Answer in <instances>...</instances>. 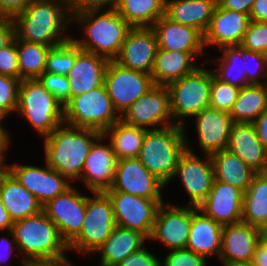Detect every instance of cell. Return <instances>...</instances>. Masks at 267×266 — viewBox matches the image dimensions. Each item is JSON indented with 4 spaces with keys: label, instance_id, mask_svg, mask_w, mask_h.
Wrapping results in <instances>:
<instances>
[{
    "label": "cell",
    "instance_id": "cell-38",
    "mask_svg": "<svg viewBox=\"0 0 267 266\" xmlns=\"http://www.w3.org/2000/svg\"><path fill=\"white\" fill-rule=\"evenodd\" d=\"M51 47L17 39L20 79L38 78L46 68V56Z\"/></svg>",
    "mask_w": 267,
    "mask_h": 266
},
{
    "label": "cell",
    "instance_id": "cell-29",
    "mask_svg": "<svg viewBox=\"0 0 267 266\" xmlns=\"http://www.w3.org/2000/svg\"><path fill=\"white\" fill-rule=\"evenodd\" d=\"M199 54L206 55V53L158 49L151 72L154 84L167 86L171 82L191 74L199 67L194 63V59Z\"/></svg>",
    "mask_w": 267,
    "mask_h": 266
},
{
    "label": "cell",
    "instance_id": "cell-27",
    "mask_svg": "<svg viewBox=\"0 0 267 266\" xmlns=\"http://www.w3.org/2000/svg\"><path fill=\"white\" fill-rule=\"evenodd\" d=\"M222 230L223 225L191 206V226L186 249L206 259L211 255L219 258Z\"/></svg>",
    "mask_w": 267,
    "mask_h": 266
},
{
    "label": "cell",
    "instance_id": "cell-2",
    "mask_svg": "<svg viewBox=\"0 0 267 266\" xmlns=\"http://www.w3.org/2000/svg\"><path fill=\"white\" fill-rule=\"evenodd\" d=\"M86 8L72 11V22L82 25L85 39L73 41L87 52L114 61L132 26L114 7Z\"/></svg>",
    "mask_w": 267,
    "mask_h": 266
},
{
    "label": "cell",
    "instance_id": "cell-8",
    "mask_svg": "<svg viewBox=\"0 0 267 266\" xmlns=\"http://www.w3.org/2000/svg\"><path fill=\"white\" fill-rule=\"evenodd\" d=\"M119 120L105 85L74 96L64 105V122L79 128L103 133Z\"/></svg>",
    "mask_w": 267,
    "mask_h": 266
},
{
    "label": "cell",
    "instance_id": "cell-12",
    "mask_svg": "<svg viewBox=\"0 0 267 266\" xmlns=\"http://www.w3.org/2000/svg\"><path fill=\"white\" fill-rule=\"evenodd\" d=\"M195 152L186 136V150L180 155L173 178L180 181L189 196V206L198 207L207 197L215 179L210 155L204 154L205 159Z\"/></svg>",
    "mask_w": 267,
    "mask_h": 266
},
{
    "label": "cell",
    "instance_id": "cell-14",
    "mask_svg": "<svg viewBox=\"0 0 267 266\" xmlns=\"http://www.w3.org/2000/svg\"><path fill=\"white\" fill-rule=\"evenodd\" d=\"M87 196L71 186L63 194L49 200L42 211L57 226L69 244L81 231L86 212Z\"/></svg>",
    "mask_w": 267,
    "mask_h": 266
},
{
    "label": "cell",
    "instance_id": "cell-20",
    "mask_svg": "<svg viewBox=\"0 0 267 266\" xmlns=\"http://www.w3.org/2000/svg\"><path fill=\"white\" fill-rule=\"evenodd\" d=\"M105 140V136L101 135L93 143L80 176L92 193L106 192L114 182L117 158L111 143L104 142Z\"/></svg>",
    "mask_w": 267,
    "mask_h": 266
},
{
    "label": "cell",
    "instance_id": "cell-34",
    "mask_svg": "<svg viewBox=\"0 0 267 266\" xmlns=\"http://www.w3.org/2000/svg\"><path fill=\"white\" fill-rule=\"evenodd\" d=\"M146 130L126 124L120 119L107 128L102 135L106 140L109 139L117 160L138 158Z\"/></svg>",
    "mask_w": 267,
    "mask_h": 266
},
{
    "label": "cell",
    "instance_id": "cell-30",
    "mask_svg": "<svg viewBox=\"0 0 267 266\" xmlns=\"http://www.w3.org/2000/svg\"><path fill=\"white\" fill-rule=\"evenodd\" d=\"M216 5L214 0H165L164 15L204 34Z\"/></svg>",
    "mask_w": 267,
    "mask_h": 266
},
{
    "label": "cell",
    "instance_id": "cell-45",
    "mask_svg": "<svg viewBox=\"0 0 267 266\" xmlns=\"http://www.w3.org/2000/svg\"><path fill=\"white\" fill-rule=\"evenodd\" d=\"M162 261L160 266H207L205 257L186 248L171 250Z\"/></svg>",
    "mask_w": 267,
    "mask_h": 266
},
{
    "label": "cell",
    "instance_id": "cell-53",
    "mask_svg": "<svg viewBox=\"0 0 267 266\" xmlns=\"http://www.w3.org/2000/svg\"><path fill=\"white\" fill-rule=\"evenodd\" d=\"M25 266H74L65 255L56 258L34 259Z\"/></svg>",
    "mask_w": 267,
    "mask_h": 266
},
{
    "label": "cell",
    "instance_id": "cell-21",
    "mask_svg": "<svg viewBox=\"0 0 267 266\" xmlns=\"http://www.w3.org/2000/svg\"><path fill=\"white\" fill-rule=\"evenodd\" d=\"M244 192L214 179L206 199L197 207L221 225L242 222Z\"/></svg>",
    "mask_w": 267,
    "mask_h": 266
},
{
    "label": "cell",
    "instance_id": "cell-9",
    "mask_svg": "<svg viewBox=\"0 0 267 266\" xmlns=\"http://www.w3.org/2000/svg\"><path fill=\"white\" fill-rule=\"evenodd\" d=\"M87 196L86 212L80 233L68 244L69 250L96 253L116 226L111 199L105 192Z\"/></svg>",
    "mask_w": 267,
    "mask_h": 266
},
{
    "label": "cell",
    "instance_id": "cell-59",
    "mask_svg": "<svg viewBox=\"0 0 267 266\" xmlns=\"http://www.w3.org/2000/svg\"><path fill=\"white\" fill-rule=\"evenodd\" d=\"M259 229V241L267 246V225L261 226Z\"/></svg>",
    "mask_w": 267,
    "mask_h": 266
},
{
    "label": "cell",
    "instance_id": "cell-58",
    "mask_svg": "<svg viewBox=\"0 0 267 266\" xmlns=\"http://www.w3.org/2000/svg\"><path fill=\"white\" fill-rule=\"evenodd\" d=\"M13 221L10 219L9 214L0 200V231L4 232L5 229L7 232L11 230Z\"/></svg>",
    "mask_w": 267,
    "mask_h": 266
},
{
    "label": "cell",
    "instance_id": "cell-39",
    "mask_svg": "<svg viewBox=\"0 0 267 266\" xmlns=\"http://www.w3.org/2000/svg\"><path fill=\"white\" fill-rule=\"evenodd\" d=\"M77 56V44L71 38L67 42L51 47L46 56L44 72L67 75L74 66Z\"/></svg>",
    "mask_w": 267,
    "mask_h": 266
},
{
    "label": "cell",
    "instance_id": "cell-46",
    "mask_svg": "<svg viewBox=\"0 0 267 266\" xmlns=\"http://www.w3.org/2000/svg\"><path fill=\"white\" fill-rule=\"evenodd\" d=\"M0 75L20 79L16 37L0 49Z\"/></svg>",
    "mask_w": 267,
    "mask_h": 266
},
{
    "label": "cell",
    "instance_id": "cell-31",
    "mask_svg": "<svg viewBox=\"0 0 267 266\" xmlns=\"http://www.w3.org/2000/svg\"><path fill=\"white\" fill-rule=\"evenodd\" d=\"M146 239L140 231L115 226L96 251L101 254L100 266H116L130 254L141 250Z\"/></svg>",
    "mask_w": 267,
    "mask_h": 266
},
{
    "label": "cell",
    "instance_id": "cell-63",
    "mask_svg": "<svg viewBox=\"0 0 267 266\" xmlns=\"http://www.w3.org/2000/svg\"><path fill=\"white\" fill-rule=\"evenodd\" d=\"M264 56H265L266 61H267V49H266L265 52H264Z\"/></svg>",
    "mask_w": 267,
    "mask_h": 266
},
{
    "label": "cell",
    "instance_id": "cell-57",
    "mask_svg": "<svg viewBox=\"0 0 267 266\" xmlns=\"http://www.w3.org/2000/svg\"><path fill=\"white\" fill-rule=\"evenodd\" d=\"M10 136L6 129H0V165H7L5 162V152L10 144Z\"/></svg>",
    "mask_w": 267,
    "mask_h": 266
},
{
    "label": "cell",
    "instance_id": "cell-41",
    "mask_svg": "<svg viewBox=\"0 0 267 266\" xmlns=\"http://www.w3.org/2000/svg\"><path fill=\"white\" fill-rule=\"evenodd\" d=\"M242 59L244 61V69L246 72L247 85L249 84H267V61L264 53L255 52L242 48ZM252 62V64H251ZM257 67L250 68V65ZM261 79H265L264 81Z\"/></svg>",
    "mask_w": 267,
    "mask_h": 266
},
{
    "label": "cell",
    "instance_id": "cell-36",
    "mask_svg": "<svg viewBox=\"0 0 267 266\" xmlns=\"http://www.w3.org/2000/svg\"><path fill=\"white\" fill-rule=\"evenodd\" d=\"M114 8L132 27H152L164 15L165 0H117Z\"/></svg>",
    "mask_w": 267,
    "mask_h": 266
},
{
    "label": "cell",
    "instance_id": "cell-1",
    "mask_svg": "<svg viewBox=\"0 0 267 266\" xmlns=\"http://www.w3.org/2000/svg\"><path fill=\"white\" fill-rule=\"evenodd\" d=\"M13 20L18 40L55 47L72 38L64 37L72 23L68 0H32Z\"/></svg>",
    "mask_w": 267,
    "mask_h": 266
},
{
    "label": "cell",
    "instance_id": "cell-16",
    "mask_svg": "<svg viewBox=\"0 0 267 266\" xmlns=\"http://www.w3.org/2000/svg\"><path fill=\"white\" fill-rule=\"evenodd\" d=\"M45 166L41 168L24 164H7L8 171L36 197L42 206L72 186L65 177L48 166L46 162Z\"/></svg>",
    "mask_w": 267,
    "mask_h": 266
},
{
    "label": "cell",
    "instance_id": "cell-44",
    "mask_svg": "<svg viewBox=\"0 0 267 266\" xmlns=\"http://www.w3.org/2000/svg\"><path fill=\"white\" fill-rule=\"evenodd\" d=\"M38 79L63 105L70 100L69 80L67 75L43 72Z\"/></svg>",
    "mask_w": 267,
    "mask_h": 266
},
{
    "label": "cell",
    "instance_id": "cell-56",
    "mask_svg": "<svg viewBox=\"0 0 267 266\" xmlns=\"http://www.w3.org/2000/svg\"><path fill=\"white\" fill-rule=\"evenodd\" d=\"M251 262L256 266H267V246L259 242Z\"/></svg>",
    "mask_w": 267,
    "mask_h": 266
},
{
    "label": "cell",
    "instance_id": "cell-51",
    "mask_svg": "<svg viewBox=\"0 0 267 266\" xmlns=\"http://www.w3.org/2000/svg\"><path fill=\"white\" fill-rule=\"evenodd\" d=\"M254 1L255 0H222L219 5L226 10L249 15Z\"/></svg>",
    "mask_w": 267,
    "mask_h": 266
},
{
    "label": "cell",
    "instance_id": "cell-28",
    "mask_svg": "<svg viewBox=\"0 0 267 266\" xmlns=\"http://www.w3.org/2000/svg\"><path fill=\"white\" fill-rule=\"evenodd\" d=\"M0 200L14 222L39 214L42 205L9 171L0 183Z\"/></svg>",
    "mask_w": 267,
    "mask_h": 266
},
{
    "label": "cell",
    "instance_id": "cell-48",
    "mask_svg": "<svg viewBox=\"0 0 267 266\" xmlns=\"http://www.w3.org/2000/svg\"><path fill=\"white\" fill-rule=\"evenodd\" d=\"M32 0H0V16L14 17L22 12Z\"/></svg>",
    "mask_w": 267,
    "mask_h": 266
},
{
    "label": "cell",
    "instance_id": "cell-15",
    "mask_svg": "<svg viewBox=\"0 0 267 266\" xmlns=\"http://www.w3.org/2000/svg\"><path fill=\"white\" fill-rule=\"evenodd\" d=\"M165 185L138 158L117 160L114 182L107 191H120L152 200H163Z\"/></svg>",
    "mask_w": 267,
    "mask_h": 266
},
{
    "label": "cell",
    "instance_id": "cell-42",
    "mask_svg": "<svg viewBox=\"0 0 267 266\" xmlns=\"http://www.w3.org/2000/svg\"><path fill=\"white\" fill-rule=\"evenodd\" d=\"M239 46L247 50L264 53L267 49V23L250 21Z\"/></svg>",
    "mask_w": 267,
    "mask_h": 266
},
{
    "label": "cell",
    "instance_id": "cell-35",
    "mask_svg": "<svg viewBox=\"0 0 267 266\" xmlns=\"http://www.w3.org/2000/svg\"><path fill=\"white\" fill-rule=\"evenodd\" d=\"M267 110V84H249L240 89L229 113L233 122L253 123Z\"/></svg>",
    "mask_w": 267,
    "mask_h": 266
},
{
    "label": "cell",
    "instance_id": "cell-24",
    "mask_svg": "<svg viewBox=\"0 0 267 266\" xmlns=\"http://www.w3.org/2000/svg\"><path fill=\"white\" fill-rule=\"evenodd\" d=\"M109 61L92 52L82 50L77 45L74 66L67 74L70 99L104 85V76Z\"/></svg>",
    "mask_w": 267,
    "mask_h": 266
},
{
    "label": "cell",
    "instance_id": "cell-11",
    "mask_svg": "<svg viewBox=\"0 0 267 266\" xmlns=\"http://www.w3.org/2000/svg\"><path fill=\"white\" fill-rule=\"evenodd\" d=\"M105 193L111 199L116 226L140 231L149 238L164 200H152L120 191Z\"/></svg>",
    "mask_w": 267,
    "mask_h": 266
},
{
    "label": "cell",
    "instance_id": "cell-61",
    "mask_svg": "<svg viewBox=\"0 0 267 266\" xmlns=\"http://www.w3.org/2000/svg\"><path fill=\"white\" fill-rule=\"evenodd\" d=\"M6 116L8 115L0 109V129H5L2 125V120H4Z\"/></svg>",
    "mask_w": 267,
    "mask_h": 266
},
{
    "label": "cell",
    "instance_id": "cell-54",
    "mask_svg": "<svg viewBox=\"0 0 267 266\" xmlns=\"http://www.w3.org/2000/svg\"><path fill=\"white\" fill-rule=\"evenodd\" d=\"M249 16L251 21L267 23V0H255Z\"/></svg>",
    "mask_w": 267,
    "mask_h": 266
},
{
    "label": "cell",
    "instance_id": "cell-64",
    "mask_svg": "<svg viewBox=\"0 0 267 266\" xmlns=\"http://www.w3.org/2000/svg\"><path fill=\"white\" fill-rule=\"evenodd\" d=\"M216 4L218 5L222 0H214Z\"/></svg>",
    "mask_w": 267,
    "mask_h": 266
},
{
    "label": "cell",
    "instance_id": "cell-7",
    "mask_svg": "<svg viewBox=\"0 0 267 266\" xmlns=\"http://www.w3.org/2000/svg\"><path fill=\"white\" fill-rule=\"evenodd\" d=\"M212 71L198 67L191 74L167 85L175 124L185 127L186 117H193L210 107Z\"/></svg>",
    "mask_w": 267,
    "mask_h": 266
},
{
    "label": "cell",
    "instance_id": "cell-13",
    "mask_svg": "<svg viewBox=\"0 0 267 266\" xmlns=\"http://www.w3.org/2000/svg\"><path fill=\"white\" fill-rule=\"evenodd\" d=\"M120 119L126 124L147 130L152 126L156 129L157 126L162 128L174 125L167 86L154 85L127 108Z\"/></svg>",
    "mask_w": 267,
    "mask_h": 266
},
{
    "label": "cell",
    "instance_id": "cell-4",
    "mask_svg": "<svg viewBox=\"0 0 267 266\" xmlns=\"http://www.w3.org/2000/svg\"><path fill=\"white\" fill-rule=\"evenodd\" d=\"M186 129L174 124L146 130L138 159L165 186L172 181L178 159L186 150Z\"/></svg>",
    "mask_w": 267,
    "mask_h": 266
},
{
    "label": "cell",
    "instance_id": "cell-32",
    "mask_svg": "<svg viewBox=\"0 0 267 266\" xmlns=\"http://www.w3.org/2000/svg\"><path fill=\"white\" fill-rule=\"evenodd\" d=\"M215 180L230 184L245 192L252 182L255 172L238 156L227 149L210 155Z\"/></svg>",
    "mask_w": 267,
    "mask_h": 266
},
{
    "label": "cell",
    "instance_id": "cell-33",
    "mask_svg": "<svg viewBox=\"0 0 267 266\" xmlns=\"http://www.w3.org/2000/svg\"><path fill=\"white\" fill-rule=\"evenodd\" d=\"M242 222L257 228L267 225V172L256 173L244 192Z\"/></svg>",
    "mask_w": 267,
    "mask_h": 266
},
{
    "label": "cell",
    "instance_id": "cell-22",
    "mask_svg": "<svg viewBox=\"0 0 267 266\" xmlns=\"http://www.w3.org/2000/svg\"><path fill=\"white\" fill-rule=\"evenodd\" d=\"M250 16L216 5L209 26L203 34L204 47L239 46L250 23Z\"/></svg>",
    "mask_w": 267,
    "mask_h": 266
},
{
    "label": "cell",
    "instance_id": "cell-37",
    "mask_svg": "<svg viewBox=\"0 0 267 266\" xmlns=\"http://www.w3.org/2000/svg\"><path fill=\"white\" fill-rule=\"evenodd\" d=\"M219 50L223 54L217 58L220 59L219 62L216 61V58L213 59V63L217 64V68L212 70L214 75L221 81L229 83L234 87L243 88L246 86L247 79L242 59V47L224 46Z\"/></svg>",
    "mask_w": 267,
    "mask_h": 266
},
{
    "label": "cell",
    "instance_id": "cell-10",
    "mask_svg": "<svg viewBox=\"0 0 267 266\" xmlns=\"http://www.w3.org/2000/svg\"><path fill=\"white\" fill-rule=\"evenodd\" d=\"M104 85L114 109L121 116L155 84L151 74L128 69L115 61H109L104 76Z\"/></svg>",
    "mask_w": 267,
    "mask_h": 266
},
{
    "label": "cell",
    "instance_id": "cell-6",
    "mask_svg": "<svg viewBox=\"0 0 267 266\" xmlns=\"http://www.w3.org/2000/svg\"><path fill=\"white\" fill-rule=\"evenodd\" d=\"M16 112L25 118L42 138L50 135L64 122V105L38 78L21 80Z\"/></svg>",
    "mask_w": 267,
    "mask_h": 266
},
{
    "label": "cell",
    "instance_id": "cell-25",
    "mask_svg": "<svg viewBox=\"0 0 267 266\" xmlns=\"http://www.w3.org/2000/svg\"><path fill=\"white\" fill-rule=\"evenodd\" d=\"M155 31L158 49L187 53H205L203 34L194 27L172 21L161 16L152 26Z\"/></svg>",
    "mask_w": 267,
    "mask_h": 266
},
{
    "label": "cell",
    "instance_id": "cell-55",
    "mask_svg": "<svg viewBox=\"0 0 267 266\" xmlns=\"http://www.w3.org/2000/svg\"><path fill=\"white\" fill-rule=\"evenodd\" d=\"M9 239L10 238L7 237L0 238V264L4 261H7L8 257L13 254L12 252H14L17 249L15 240L13 239L9 240Z\"/></svg>",
    "mask_w": 267,
    "mask_h": 266
},
{
    "label": "cell",
    "instance_id": "cell-5",
    "mask_svg": "<svg viewBox=\"0 0 267 266\" xmlns=\"http://www.w3.org/2000/svg\"><path fill=\"white\" fill-rule=\"evenodd\" d=\"M22 252L21 264L34 259L56 258L69 251L57 226L41 211L39 214L13 222L8 232Z\"/></svg>",
    "mask_w": 267,
    "mask_h": 266
},
{
    "label": "cell",
    "instance_id": "cell-47",
    "mask_svg": "<svg viewBox=\"0 0 267 266\" xmlns=\"http://www.w3.org/2000/svg\"><path fill=\"white\" fill-rule=\"evenodd\" d=\"M160 259L144 246L141 250L130 254L116 266H160Z\"/></svg>",
    "mask_w": 267,
    "mask_h": 266
},
{
    "label": "cell",
    "instance_id": "cell-50",
    "mask_svg": "<svg viewBox=\"0 0 267 266\" xmlns=\"http://www.w3.org/2000/svg\"><path fill=\"white\" fill-rule=\"evenodd\" d=\"M70 10L77 11L86 8L114 7L117 0H68Z\"/></svg>",
    "mask_w": 267,
    "mask_h": 266
},
{
    "label": "cell",
    "instance_id": "cell-17",
    "mask_svg": "<svg viewBox=\"0 0 267 266\" xmlns=\"http://www.w3.org/2000/svg\"><path fill=\"white\" fill-rule=\"evenodd\" d=\"M190 226L191 206H175L163 202L148 240L160 241L170 250L184 249L187 246Z\"/></svg>",
    "mask_w": 267,
    "mask_h": 266
},
{
    "label": "cell",
    "instance_id": "cell-52",
    "mask_svg": "<svg viewBox=\"0 0 267 266\" xmlns=\"http://www.w3.org/2000/svg\"><path fill=\"white\" fill-rule=\"evenodd\" d=\"M256 134L262 143L263 147L267 150V110L263 111L253 122Z\"/></svg>",
    "mask_w": 267,
    "mask_h": 266
},
{
    "label": "cell",
    "instance_id": "cell-49",
    "mask_svg": "<svg viewBox=\"0 0 267 266\" xmlns=\"http://www.w3.org/2000/svg\"><path fill=\"white\" fill-rule=\"evenodd\" d=\"M15 37L13 17L0 16V49L8 45Z\"/></svg>",
    "mask_w": 267,
    "mask_h": 266
},
{
    "label": "cell",
    "instance_id": "cell-18",
    "mask_svg": "<svg viewBox=\"0 0 267 266\" xmlns=\"http://www.w3.org/2000/svg\"><path fill=\"white\" fill-rule=\"evenodd\" d=\"M158 48L152 27H132L114 61L122 67L151 74Z\"/></svg>",
    "mask_w": 267,
    "mask_h": 266
},
{
    "label": "cell",
    "instance_id": "cell-3",
    "mask_svg": "<svg viewBox=\"0 0 267 266\" xmlns=\"http://www.w3.org/2000/svg\"><path fill=\"white\" fill-rule=\"evenodd\" d=\"M101 135L63 122L44 138V161L68 181H78L91 146Z\"/></svg>",
    "mask_w": 267,
    "mask_h": 266
},
{
    "label": "cell",
    "instance_id": "cell-62",
    "mask_svg": "<svg viewBox=\"0 0 267 266\" xmlns=\"http://www.w3.org/2000/svg\"><path fill=\"white\" fill-rule=\"evenodd\" d=\"M238 266H256V265H254L252 262H249L247 264H241V265H238Z\"/></svg>",
    "mask_w": 267,
    "mask_h": 266
},
{
    "label": "cell",
    "instance_id": "cell-43",
    "mask_svg": "<svg viewBox=\"0 0 267 266\" xmlns=\"http://www.w3.org/2000/svg\"><path fill=\"white\" fill-rule=\"evenodd\" d=\"M20 82L21 79L0 75V109L7 115L17 110Z\"/></svg>",
    "mask_w": 267,
    "mask_h": 266
},
{
    "label": "cell",
    "instance_id": "cell-40",
    "mask_svg": "<svg viewBox=\"0 0 267 266\" xmlns=\"http://www.w3.org/2000/svg\"><path fill=\"white\" fill-rule=\"evenodd\" d=\"M241 88L218 79L212 71V84L210 91V107L219 111L230 113Z\"/></svg>",
    "mask_w": 267,
    "mask_h": 266
},
{
    "label": "cell",
    "instance_id": "cell-23",
    "mask_svg": "<svg viewBox=\"0 0 267 266\" xmlns=\"http://www.w3.org/2000/svg\"><path fill=\"white\" fill-rule=\"evenodd\" d=\"M194 117L199 149L203 155H212L227 148L233 124L229 113L208 107Z\"/></svg>",
    "mask_w": 267,
    "mask_h": 266
},
{
    "label": "cell",
    "instance_id": "cell-19",
    "mask_svg": "<svg viewBox=\"0 0 267 266\" xmlns=\"http://www.w3.org/2000/svg\"><path fill=\"white\" fill-rule=\"evenodd\" d=\"M259 229L245 222L223 225L221 251L222 266H238L252 261L259 243Z\"/></svg>",
    "mask_w": 267,
    "mask_h": 266
},
{
    "label": "cell",
    "instance_id": "cell-26",
    "mask_svg": "<svg viewBox=\"0 0 267 266\" xmlns=\"http://www.w3.org/2000/svg\"><path fill=\"white\" fill-rule=\"evenodd\" d=\"M226 149L255 172L267 171V150L260 142L253 123L233 122Z\"/></svg>",
    "mask_w": 267,
    "mask_h": 266
},
{
    "label": "cell",
    "instance_id": "cell-60",
    "mask_svg": "<svg viewBox=\"0 0 267 266\" xmlns=\"http://www.w3.org/2000/svg\"><path fill=\"white\" fill-rule=\"evenodd\" d=\"M7 171H8L7 165H0V183H1L3 176L5 175Z\"/></svg>",
    "mask_w": 267,
    "mask_h": 266
}]
</instances>
